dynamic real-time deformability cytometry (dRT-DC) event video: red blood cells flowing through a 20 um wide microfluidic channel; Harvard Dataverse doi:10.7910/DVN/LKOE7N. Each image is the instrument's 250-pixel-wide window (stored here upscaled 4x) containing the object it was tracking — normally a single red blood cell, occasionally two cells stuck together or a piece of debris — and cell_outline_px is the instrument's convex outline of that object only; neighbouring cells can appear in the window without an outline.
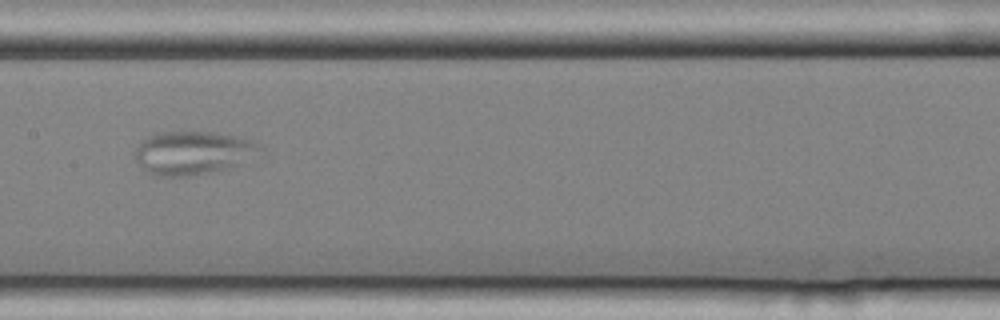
{"species": "common noctule bat (a hibernating species)", "species_latin": "Nyctalus noctula", "temperature_condition": "cold", "stored_images_in_passage": 10, "camera_frame_rate_fps": 3000, "um_per_image_px": 0.085, "animal": {"sex": "female", "body_mass_g": 25.1}, "frame": {"image": 1, "passage_image": 4, "time_ms": 1.0, "image_size_px": [1000, 320], "cell_outline_px": [[264, 148], [236, 164], [224, 168], [192, 176], [152, 176], [136, 160], [136, 148], [148, 136], [156, 132], [216, 132], [236, 136], [252, 140], [260, 144]], "centroid_in_image_um": [16.36, 12.97], "position_along_channel_um": 191.0, "area_um2": 30.98}}
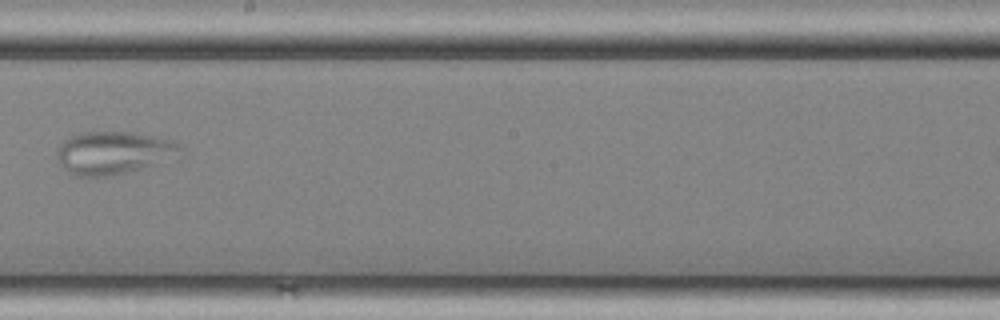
{"frame": {"image": 2, "passage_image": 5, "time_ms": 1.333, "image_size_px": [1000, 320], "cell_outline_px": [[184, 148], [140, 168], [108, 176], [72, 176], [60, 164], [56, 156], [56, 152], [60, 144], [68, 136], [80, 132], [136, 132], [172, 140], [180, 144]], "centroid_in_image_um": [9.49, 12.95], "position_along_channel_um": 238.7, "area_um2": 29.94}}
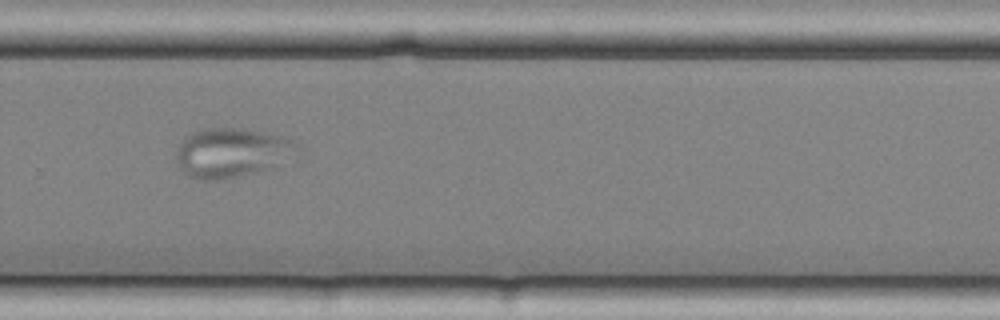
{"frame": {"image": 3, "passage_image": 7, "time_ms": 2.0, "image_size_px": [1000, 320], "cell_outline_px": [[304, 152], [252, 172], [240, 176], [216, 180], [204, 180], [188, 176], [180, 168], [176, 160], [176, 148], [192, 132], [204, 128], [240, 128], [280, 136], [292, 140]], "centroid_in_image_um": [19.66, 12.96], "position_along_channel_um": 310.1, "area_um2": 34.16}}